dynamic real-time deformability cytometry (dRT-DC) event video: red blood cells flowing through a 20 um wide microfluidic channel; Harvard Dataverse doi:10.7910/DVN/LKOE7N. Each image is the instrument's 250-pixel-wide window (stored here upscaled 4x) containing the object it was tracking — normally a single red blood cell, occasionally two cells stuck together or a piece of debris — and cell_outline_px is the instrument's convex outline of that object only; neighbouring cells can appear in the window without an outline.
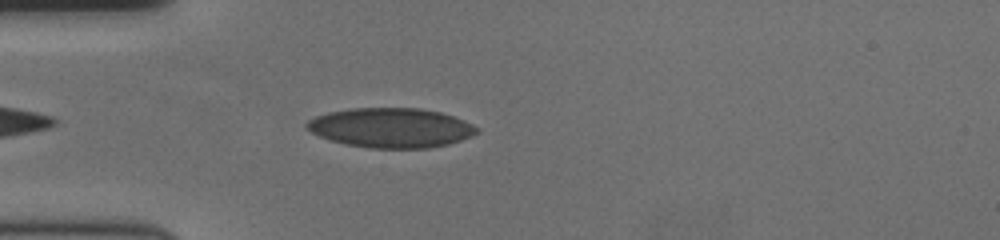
{"species": "human", "species_latin": "Homo sapiens", "temperature_condition": "cold", "stored_images_in_passage": 42, "camera_frame_rate_fps": 3000, "um_per_image_px": 0.085, "donor": {"sex": "female"}, "frame": {"image": 1, "passage_image": 4, "time_ms": 1.0, "image_size_px": [1000, 240], "cell_outline_px": [[476, 132], [460, 140], [448, 144], [428, 148], [368, 148], [348, 144], [332, 140], [320, 136], [312, 132], [304, 124], [308, 120], [316, 116], [328, 112], [352, 108], [420, 108], [440, 112], [452, 116], [472, 124], [476, 128]], "centroid_in_image_um": [33.19, 10.85], "position_along_channel_um": 51.8, "area_um2": 38.78}}
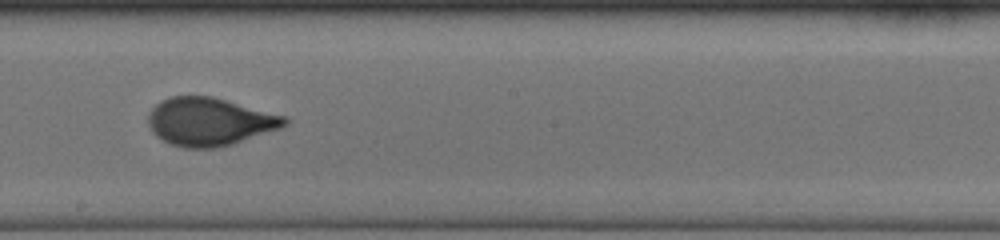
{"frame": {"image": 2, "passage_image": 20, "time_ms": 6.333, "image_size_px": [1000, 240], "cell_outline_px": [[288, 124], [280, 128], [232, 144], [216, 148], [184, 148], [168, 144], [156, 136], [152, 132], [148, 124], [148, 112], [160, 100], [168, 96], [212, 96], [288, 116]], "centroid_in_image_um": [17.79, 10.34], "position_along_channel_um": 230.4, "area_um2": 38.55}}
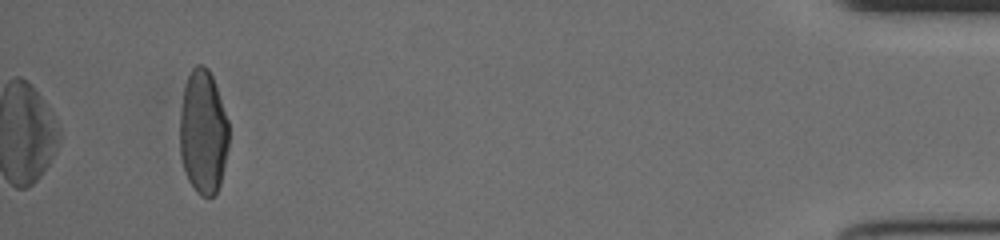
{"frame": {"image": 3, "passage_image": 42, "time_ms": 13.667, "image_size_px": [1000, 240], "cell_outline_px": [[228, 144], [220, 184], [216, 192], [212, 196], [200, 196], [196, 192], [188, 180], [180, 156], [180, 112], [184, 84], [192, 68], [196, 64], [204, 64], [208, 68], [212, 76], [228, 120]], "centroid_in_image_um": [17.25, 11.21], "position_along_channel_um": 418.0, "area_um2": 35.43}, "authors_computed_cell_mechanics": {"area_um2": 37.1943, "velocity_mm_per_s": 3.5705, "shape_relaxation_time_tau1_ms": 8.9309, "shape_relaxation_time_tau2_ms": null, "deformation_change_tau1": 0.2648, "deformation_change_tau2": null}}